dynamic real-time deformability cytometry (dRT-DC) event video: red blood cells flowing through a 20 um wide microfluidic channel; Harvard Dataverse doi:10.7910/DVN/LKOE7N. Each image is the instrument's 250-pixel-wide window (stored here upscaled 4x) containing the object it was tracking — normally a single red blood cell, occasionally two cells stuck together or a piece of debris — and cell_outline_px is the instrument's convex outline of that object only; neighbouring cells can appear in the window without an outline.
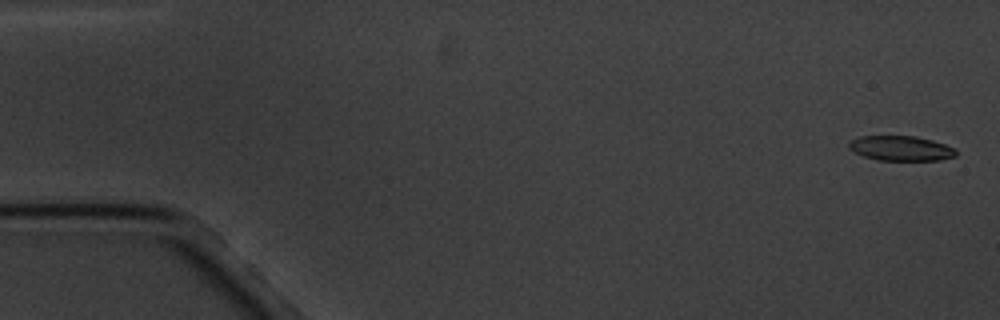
{"species": "common noctule bat (a hibernating species)", "species_latin": "Nyctalus noctula", "temperature_condition": "cold", "stored_images_in_passage": 17, "camera_frame_rate_fps": 3000, "um_per_image_px": 0.085, "animal": {"sex": "male", "body_mass_g": 20.1, "forearm_length_mm": 53.5}, "frame": {"image": 1, "passage_image": 1, "time_ms": 0.0, "image_size_px": [1000, 320], "cell_outline_px": [[956, 156], [940, 160], [876, 160], [864, 156], [848, 148], [848, 144], [852, 140], [860, 136], [916, 136], [932, 140], [956, 148]], "centroid_in_image_um": [76.59, 12.6], "position_along_channel_um": 8.4, "area_um2": 15.49}}
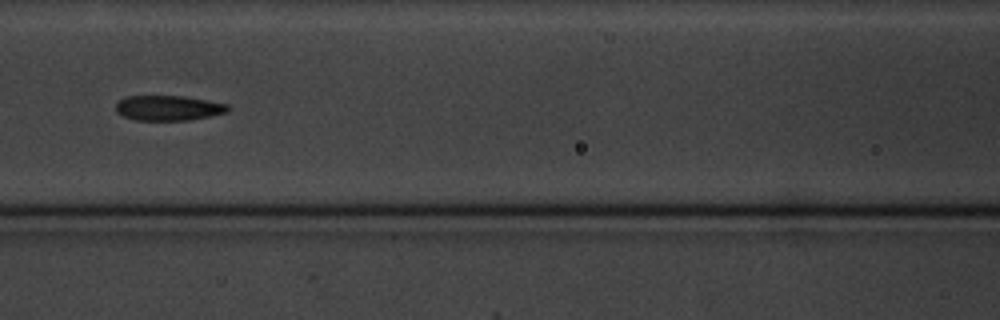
{"frame": {"image": 2, "passage_image": 8, "time_ms": 8.0, "image_size_px": [1000, 320], "cell_outline_px": [[232, 108], [228, 112], [188, 120], [136, 120], [124, 116], [116, 112], [116, 104], [120, 100], [128, 96], [184, 96], [228, 104]], "centroid_in_image_um": [14.34, 9.17], "position_along_channel_um": 152.3, "area_um2": 16.3}}
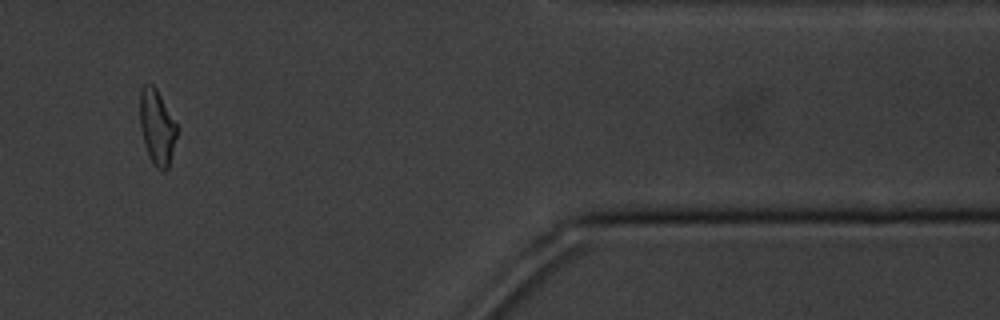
{"frame": {"image": 3, "passage_image": 15, "time_ms": 16.333, "image_size_px": [1000, 320], "cell_outline_px": [[176, 136], [168, 168], [164, 172], [156, 168], [152, 164], [148, 156], [140, 128], [140, 88], [144, 84], [152, 84], [156, 88], [176, 124]], "centroid_in_image_um": [13.31, 10.82], "position_along_channel_um": 398.1, "area_um2": 16.01}, "authors_computed_cell_mechanics": {"area_um2": 16.7042, "velocity_mm_per_s": 3.3893, "shape_relaxation_time_tau1_ms": 5.3524, "shape_relaxation_time_tau2_ms": 5.6999, "deformation_change_tau1": 0.1487, "deformation_change_tau2": 0.1438}}